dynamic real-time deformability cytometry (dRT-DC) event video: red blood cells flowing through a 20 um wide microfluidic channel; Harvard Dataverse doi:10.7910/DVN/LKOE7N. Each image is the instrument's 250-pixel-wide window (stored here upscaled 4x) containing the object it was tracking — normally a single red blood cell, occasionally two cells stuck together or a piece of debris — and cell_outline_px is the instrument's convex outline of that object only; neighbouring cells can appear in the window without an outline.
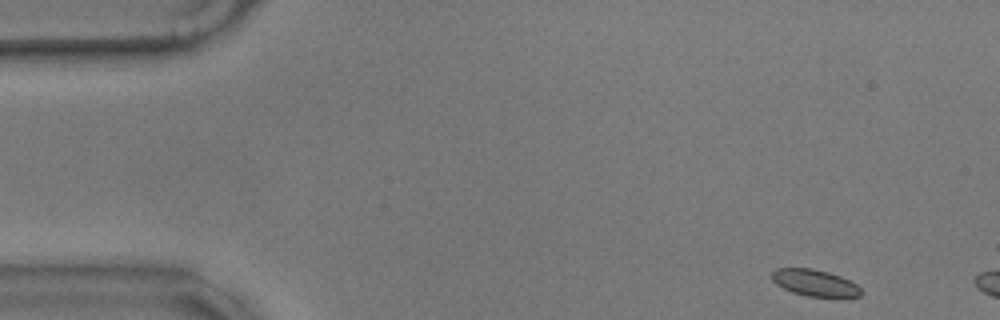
{"species": "common noctule bat (a hibernating species)", "species_latin": "Nyctalus noctula", "temperature_condition": "warm", "stored_images_in_passage": 6, "camera_frame_rate_fps": 3000, "um_per_image_px": 0.085, "animal": {"sex": "male", "body_mass_g": 17.9}, "frame": {"image": 1, "passage_image": 1, "time_ms": 0.0, "image_size_px": [1000, 320], "cell_outline_px": [[864, 292], [860, 296], [808, 296], [792, 292], [776, 284], [772, 280], [772, 272], [776, 268], [812, 268], [828, 272], [840, 276], [856, 284]], "centroid_in_image_um": [69.24, 24.03], "position_along_channel_um": 15.8, "area_um2": 13.64}}